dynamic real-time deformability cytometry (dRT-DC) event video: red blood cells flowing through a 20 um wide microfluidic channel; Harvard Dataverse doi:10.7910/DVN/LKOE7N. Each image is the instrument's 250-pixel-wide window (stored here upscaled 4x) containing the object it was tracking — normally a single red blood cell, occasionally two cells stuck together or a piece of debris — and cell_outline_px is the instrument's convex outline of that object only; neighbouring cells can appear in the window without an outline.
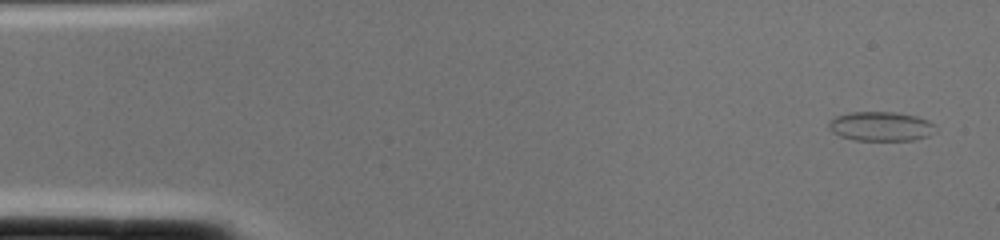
{"species": "common noctule bat (a hibernating species)", "species_latin": "Nyctalus noctula", "temperature_condition": "cold", "stored_images_in_passage": 2, "camera_frame_rate_fps": 3000, "um_per_image_px": 0.085, "animal": {"sex": "female", "body_mass_g": 22.0, "forearm_length_mm": 56.7}, "frame": {"image": 1, "passage_image": 1, "time_ms": 0.0, "image_size_px": [1000, 240], "cell_outline_px": [[936, 132], [928, 136], [912, 140], [852, 140], [840, 136], [832, 132], [828, 128], [828, 120], [836, 116], [848, 112], [896, 112], [916, 116], [928, 120], [932, 124]], "centroid_in_image_um": [74.82, 10.73], "position_along_channel_um": 10.2, "area_um2": 18.38}}
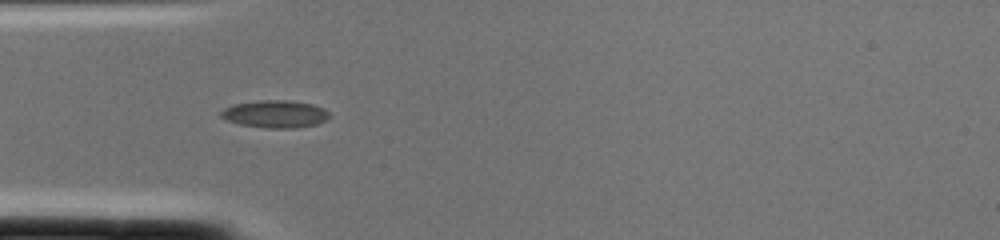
{"frame": {"image": 2, "passage_image": 2, "time_ms": 0.333, "image_size_px": [1000, 240], "cell_outline_px": [[332, 116], [316, 124], [292, 128], [268, 128], [240, 124], [224, 120], [220, 116], [220, 112], [224, 108], [232, 104], [260, 100], [288, 100], [312, 104], [324, 108]], "centroid_in_image_um": [23.36, 9.68], "position_along_channel_um": 61.6, "area_um2": 17.4}}